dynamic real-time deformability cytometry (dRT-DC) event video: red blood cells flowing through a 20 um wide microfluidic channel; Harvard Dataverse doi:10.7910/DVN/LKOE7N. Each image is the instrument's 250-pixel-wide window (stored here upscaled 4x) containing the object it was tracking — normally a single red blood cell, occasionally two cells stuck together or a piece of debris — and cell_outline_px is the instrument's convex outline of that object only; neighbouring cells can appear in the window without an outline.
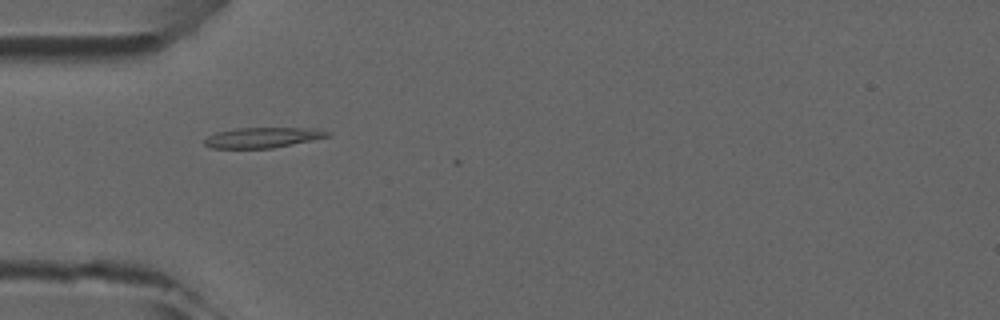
{"species": "common noctule bat (a hibernating species)", "species_latin": "Nyctalus noctula", "temperature_condition": "room temperature", "stored_images_in_passage": 2, "camera_frame_rate_fps": 3000, "um_per_image_px": 0.085, "animal": {"sex": "male", "forearm_length_mm": 52.5}, "frame": {"image": 1, "passage_image": 1, "time_ms": 0.0, "image_size_px": [1000, 320], "cell_outline_px": [[332, 132], [328, 136], [312, 140], [272, 148], [212, 148], [204, 144], [204, 140], [208, 136], [216, 132], [236, 128], [316, 128]], "centroid_in_image_um": [22.33, 11.68], "position_along_channel_um": 62.7, "area_um2": 14.51}}